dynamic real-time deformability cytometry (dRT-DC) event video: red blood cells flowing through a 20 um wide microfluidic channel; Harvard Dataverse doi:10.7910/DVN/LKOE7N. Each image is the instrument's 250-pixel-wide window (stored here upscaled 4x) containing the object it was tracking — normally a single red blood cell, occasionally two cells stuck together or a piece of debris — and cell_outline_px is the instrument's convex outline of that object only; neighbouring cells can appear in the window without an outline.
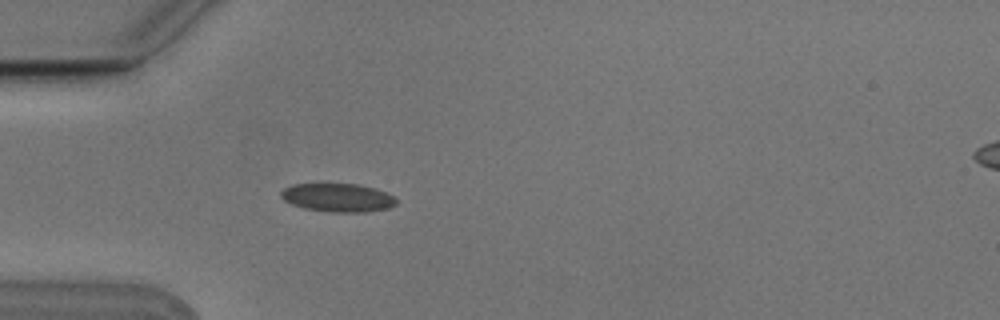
{"species": "Egyptian fruit bat (a non-hibernating species)", "species_latin": "Rousettus aegyptiacus", "temperature_condition": "cold", "stored_images_in_passage": 3, "camera_frame_rate_fps": 3000, "um_per_image_px": 0.085, "animal": {"sex": "male"}, "frame": {"image": 1, "passage_image": 3, "time_ms": 0.667, "image_size_px": [1000, 320], "cell_outline_px": [[396, 204], [388, 208], [368, 212], [328, 212], [304, 208], [292, 204], [284, 200], [280, 196], [280, 192], [284, 188], [292, 184], [356, 184], [376, 188], [392, 196], [396, 200]], "centroid_in_image_um": [28.69, 16.8], "position_along_channel_um": 56.3, "area_um2": 19.07}}